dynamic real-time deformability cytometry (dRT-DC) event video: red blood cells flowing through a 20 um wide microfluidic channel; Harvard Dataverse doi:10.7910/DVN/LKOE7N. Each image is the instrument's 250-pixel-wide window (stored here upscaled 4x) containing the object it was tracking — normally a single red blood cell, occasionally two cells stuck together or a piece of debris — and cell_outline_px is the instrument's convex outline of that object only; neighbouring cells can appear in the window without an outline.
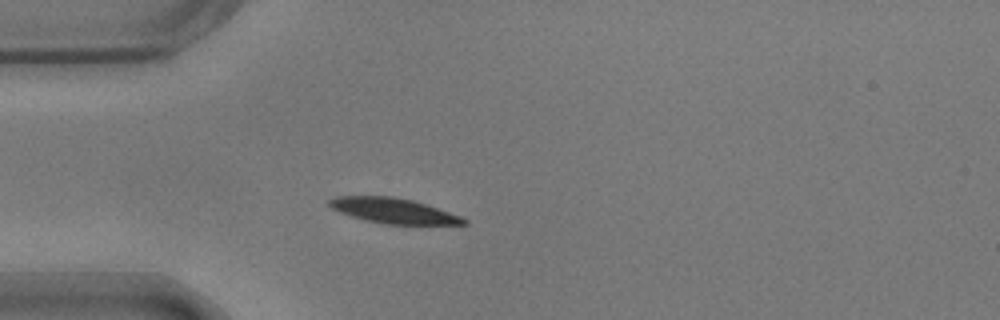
{"species": "common noctule bat (a hibernating species)", "species_latin": "Nyctalus noctula", "temperature_condition": "warm", "stored_images_in_passage": 33, "camera_frame_rate_fps": 3000, "um_per_image_px": 0.085, "animal": {"sex": "male", "body_mass_g": 17.9}, "frame": {"image": 1, "passage_image": 1, "time_ms": 0.0, "image_size_px": [1000, 320], "cell_outline_px": [[468, 224], [384, 224], [364, 220], [340, 212], [332, 208], [328, 204], [328, 200], [336, 196], [392, 196], [412, 200], [460, 216], [468, 220]], "centroid_in_image_um": [33.4, 17.91], "position_along_channel_um": 51.6, "area_um2": 19.48}}
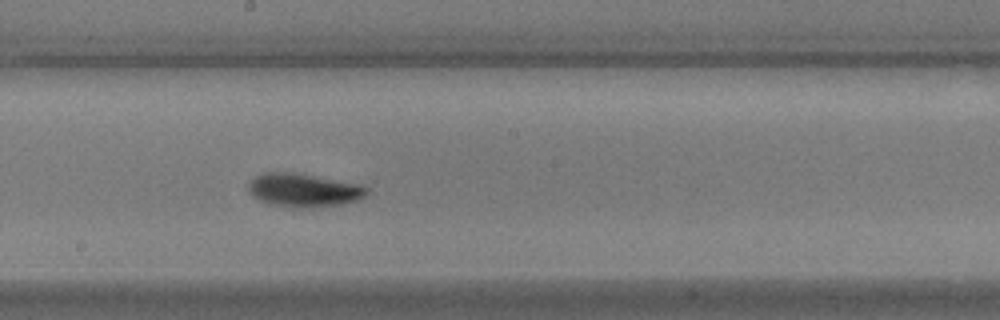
{"frame": {"image": 2, "passage_image": 16, "time_ms": 5.0, "image_size_px": [1000, 320], "cell_outline_px": [[368, 192], [364, 196], [356, 200], [340, 204], [312, 208], [296, 208], [272, 204], [260, 200], [252, 196], [248, 192], [248, 184], [256, 176], [264, 172], [296, 172], [364, 184], [368, 188]], "centroid_in_image_um": [25.83, 16.15], "position_along_channel_um": 222.4, "area_um2": 23.35}}
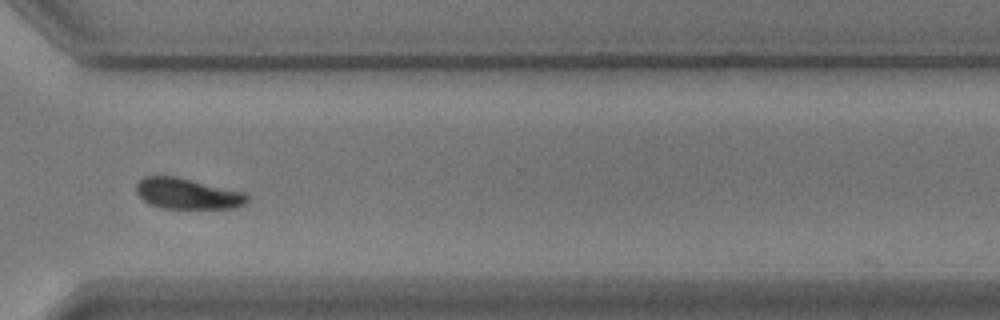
{"frame": {"image": 3, "passage_image": 27, "time_ms": 8.667, "image_size_px": [1000, 320], "cell_outline_px": [[248, 200], [244, 204], [236, 208], [164, 208], [148, 204], [136, 192], [136, 184], [144, 176], [176, 176], [248, 192]], "centroid_in_image_um": [15.97, 16.45], "position_along_channel_um": 354.6, "area_um2": 20.11}, "authors_computed_cell_mechanics": {"area_um2": 20.8658, "velocity_mm_per_s": 3.6147, "shape_relaxation_time_tau1_ms": 3.5088, "shape_relaxation_time_tau2_ms": 1.9427, "deformation_change_tau1": 0.1757, "deformation_change_tau2": 0.0623}}